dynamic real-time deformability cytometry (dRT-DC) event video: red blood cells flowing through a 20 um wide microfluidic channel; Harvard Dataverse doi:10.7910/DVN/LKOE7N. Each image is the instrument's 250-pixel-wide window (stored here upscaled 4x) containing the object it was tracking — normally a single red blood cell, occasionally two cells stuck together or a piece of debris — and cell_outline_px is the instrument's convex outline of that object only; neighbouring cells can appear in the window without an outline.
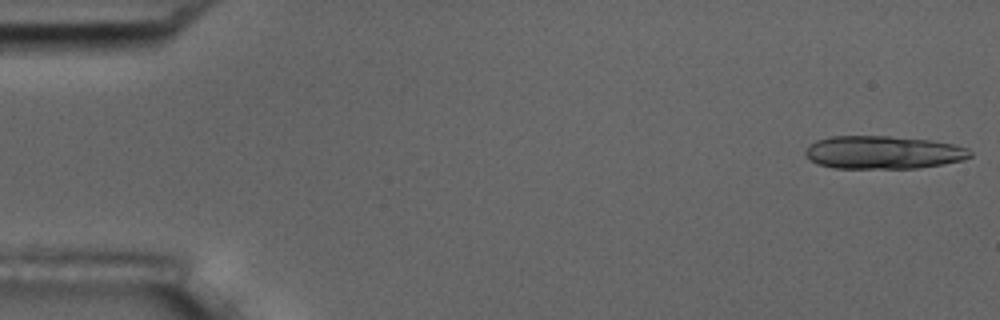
{"species": "common noctule bat (a hibernating species)", "species_latin": "Nyctalus noctula", "temperature_condition": "room temperature", "stored_images_in_passage": 15, "segment_of_instrument_passage": [1, 2], "camera_frame_rate_fps": 3000, "um_per_image_px": 0.085, "animal": {"sex": "male", "body_mass_g": 17.5, "forearm_length_mm": 52.3}, "frame": {"image": 1, "passage_image": 1, "time_ms": 0.0, "image_size_px": [1000, 320], "cell_outline_px": [[972, 156], [964, 160], [944, 164], [916, 168], [832, 168], [816, 164], [804, 152], [816, 140], [832, 136], [888, 136], [932, 140], [952, 144], [968, 148], [972, 152]], "centroid_in_image_um": [75.11, 12.96], "position_along_channel_um": 9.9, "area_um2": 31.73}}